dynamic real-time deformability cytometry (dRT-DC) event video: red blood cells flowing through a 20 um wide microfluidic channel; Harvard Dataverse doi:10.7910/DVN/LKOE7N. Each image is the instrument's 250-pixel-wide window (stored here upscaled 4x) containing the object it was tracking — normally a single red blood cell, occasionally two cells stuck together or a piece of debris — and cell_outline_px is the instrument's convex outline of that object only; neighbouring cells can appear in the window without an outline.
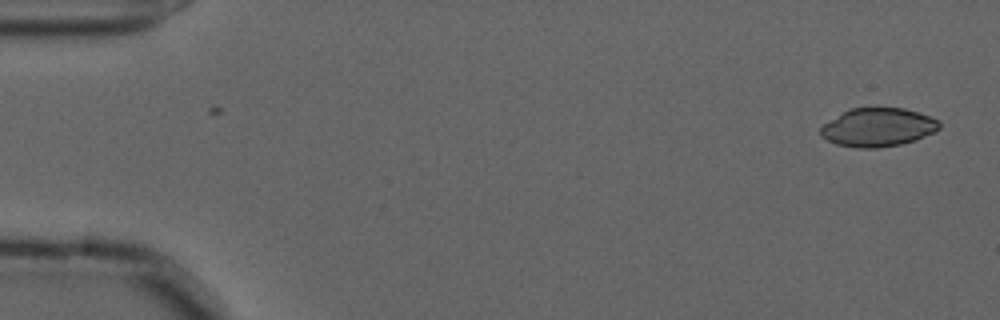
{"species": "common noctule bat (a hibernating species)", "species_latin": "Nyctalus noctula", "temperature_condition": "cold", "stored_images_in_passage": 2, "camera_frame_rate_fps": 3000, "um_per_image_px": 0.085, "animal": {"sex": "male", "forearm_length_mm": 52.5}, "frame": {"image": 1, "passage_image": 1, "time_ms": 0.0, "image_size_px": [1000, 320], "cell_outline_px": [[940, 128], [936, 132], [916, 140], [900, 144], [876, 148], [856, 148], [836, 144], [820, 136], [820, 128], [824, 124], [844, 112], [852, 108], [904, 108], [928, 116], [936, 120], [940, 124]], "centroid_in_image_um": [74.63, 10.84], "position_along_channel_um": 10.4, "area_um2": 26.41}}